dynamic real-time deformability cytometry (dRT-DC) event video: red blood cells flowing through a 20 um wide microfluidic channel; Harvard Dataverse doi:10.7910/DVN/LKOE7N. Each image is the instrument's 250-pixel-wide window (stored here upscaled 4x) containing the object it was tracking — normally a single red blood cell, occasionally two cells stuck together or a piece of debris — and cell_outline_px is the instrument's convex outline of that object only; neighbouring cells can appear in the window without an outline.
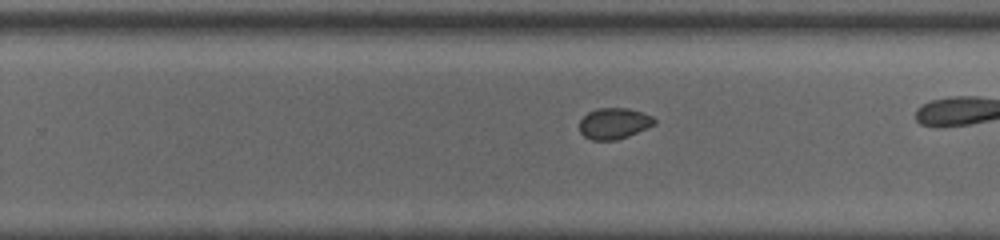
{"species": "common noctule bat (a hibernating species)", "species_latin": "Nyctalus noctula", "temperature_condition": "room temperature", "stored_images_in_passage": 23, "camera_frame_rate_fps": 3000, "um_per_image_px": 0.085, "animal": {"sex": "male", "body_mass_g": 13.0, "forearm_length_mm": 53.1}, "frame": {"image": 1, "passage_image": 14, "time_ms": 4.333, "image_size_px": [1000, 240], "cell_outline_px": [[656, 124], [628, 136], [616, 140], [592, 140], [584, 136], [580, 132], [580, 120], [588, 112], [596, 108], [628, 108], [652, 116], [656, 120]], "centroid_in_image_um": [52.19, 10.49], "position_along_channel_um": 277.6, "area_um2": 13.53}}
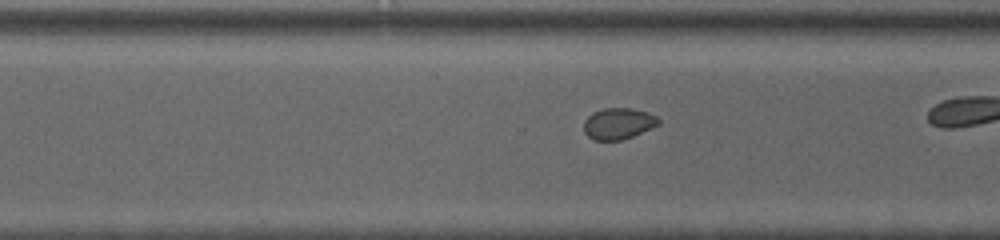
{"frame": {"image": 2, "passage_image": 17, "time_ms": 5.333, "image_size_px": [1000, 240], "cell_outline_px": [[660, 124], [632, 136], [620, 140], [596, 140], [588, 136], [584, 132], [584, 120], [592, 112], [604, 108], [632, 108], [648, 112], [656, 116], [660, 120]], "centroid_in_image_um": [52.55, 10.49], "position_along_channel_um": 318.0, "area_um2": 13.58}}
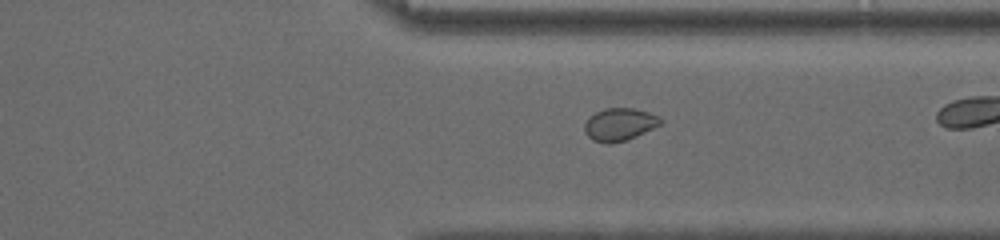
{"frame": {"image": 3, "passage_image": 20, "time_ms": 6.333, "image_size_px": [1000, 240], "cell_outline_px": [[664, 120], [660, 124], [636, 136], [624, 140], [608, 144], [592, 140], [584, 132], [584, 124], [596, 112], [604, 108], [632, 108], [648, 112]], "centroid_in_image_um": [52.64, 10.57], "position_along_channel_um": 358.8, "area_um2": 14.16}}